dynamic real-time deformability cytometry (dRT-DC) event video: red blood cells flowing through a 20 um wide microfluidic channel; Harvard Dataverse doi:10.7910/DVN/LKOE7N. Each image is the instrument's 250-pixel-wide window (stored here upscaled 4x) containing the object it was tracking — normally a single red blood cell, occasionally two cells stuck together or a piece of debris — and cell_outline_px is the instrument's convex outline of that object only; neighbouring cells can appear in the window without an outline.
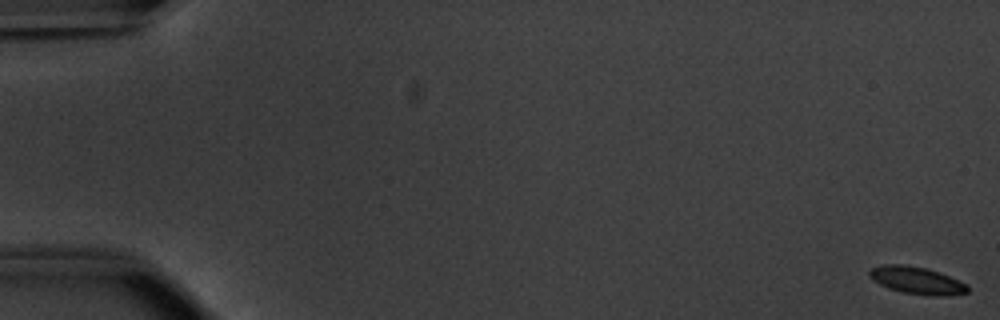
{"species": "common noctule bat (a hibernating species)", "species_latin": "Nyctalus noctula", "temperature_condition": "warm", "stored_images_in_passage": 56, "camera_frame_rate_fps": 3000, "um_per_image_px": 0.085, "animal": {"sex": "male", "body_mass_g": 20.1, "forearm_length_mm": 53.5}, "frame": {"image": 1, "passage_image": 1, "time_ms": 0.0, "image_size_px": [1000, 320], "cell_outline_px": [[968, 292], [948, 296], [928, 296], [904, 292], [888, 288], [872, 280], [868, 276], [868, 272], [872, 268], [884, 264], [904, 264], [924, 268], [940, 272], [968, 284]], "centroid_in_image_um": [77.93, 23.84], "position_along_channel_um": 7.1, "area_um2": 15.72}}
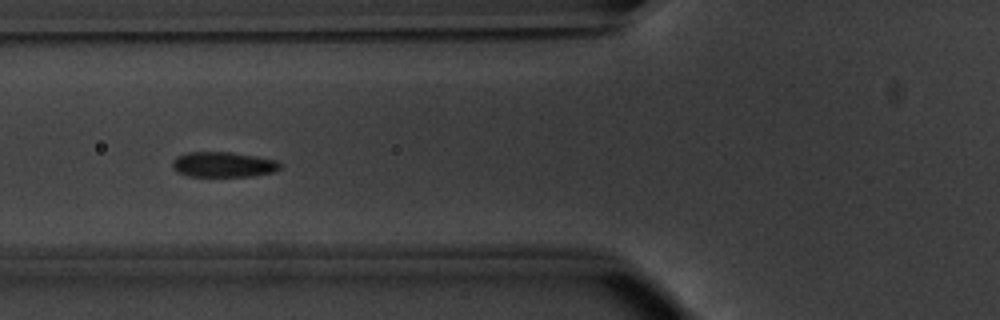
{"frame": {"image": 2, "passage_image": 22, "time_ms": 7.0, "image_size_px": [1000, 320], "cell_outline_px": [[280, 168], [276, 172], [252, 176], [188, 176], [176, 172], [172, 168], [172, 160], [176, 156], [188, 152], [232, 152], [256, 156], [276, 160], [280, 164]], "centroid_in_image_um": [18.96, 13.98], "position_along_channel_um": 106.8, "area_um2": 16.01}}
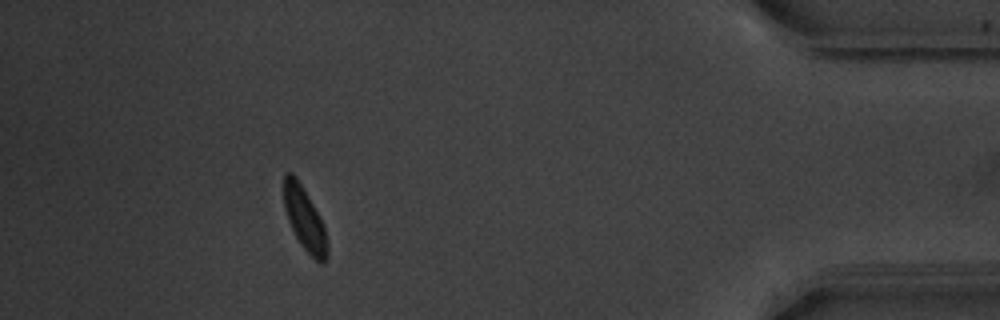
{"frame": {"image": 3, "passage_image": 50, "time_ms": 16.333, "image_size_px": [1000, 320], "cell_outline_px": [[328, 256], [320, 264], [300, 244], [288, 220], [284, 208], [284, 176], [288, 172], [292, 172], [296, 176], [324, 224], [328, 248]], "centroid_in_image_um": [25.89, 18.61], "position_along_channel_um": 409.3, "area_um2": 15.72}, "authors_computed_cell_mechanics": {"area_um2": 15.7505, "velocity_mm_per_s": 3.7753, "shape_relaxation_time_tau1_ms": 1.4644, "shape_relaxation_time_tau2_ms": null, "deformation_change_tau1": 0.083, "deformation_change_tau2": null}}